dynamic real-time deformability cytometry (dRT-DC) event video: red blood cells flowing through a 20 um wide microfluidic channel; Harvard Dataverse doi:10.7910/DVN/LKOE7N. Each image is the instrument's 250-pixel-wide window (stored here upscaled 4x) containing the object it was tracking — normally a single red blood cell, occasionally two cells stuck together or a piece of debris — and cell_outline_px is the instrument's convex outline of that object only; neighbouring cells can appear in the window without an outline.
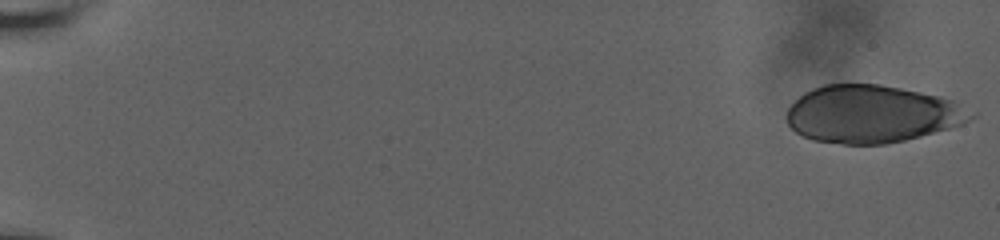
{"species": "human", "species_latin": "Homo sapiens", "temperature_condition": "room temperature", "stored_images_in_passage": 11, "camera_frame_rate_fps": 3000, "um_per_image_px": 0.085, "donor": {"sex": "male"}, "frame": {"image": 1, "passage_image": 1, "time_ms": 0.0, "image_size_px": [1000, 240], "cell_outline_px": [[976, 116], [964, 124], [920, 136], [888, 144], [844, 144], [812, 140], [796, 132], [788, 124], [788, 108], [804, 92], [812, 88], [824, 84], [880, 84], [940, 96], [952, 100], [976, 112]], "centroid_in_image_um": [74.14, 9.69], "position_along_channel_um": 10.9, "area_um2": 61.73}}
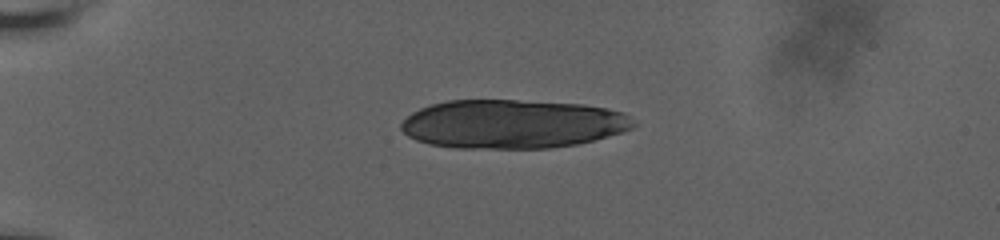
{"frame": {"image": 2, "passage_image": 7, "time_ms": 5.0, "image_size_px": [1000, 240], "cell_outline_px": [[636, 124], [632, 128], [624, 132], [576, 144], [548, 148], [456, 148], [428, 144], [416, 140], [408, 136], [400, 128], [400, 124], [412, 112], [420, 108], [432, 104], [448, 100], [516, 100], [584, 104], [608, 108], [624, 112]], "centroid_in_image_um": [43.55, 10.54], "position_along_channel_um": 41.4, "area_um2": 66.24}}
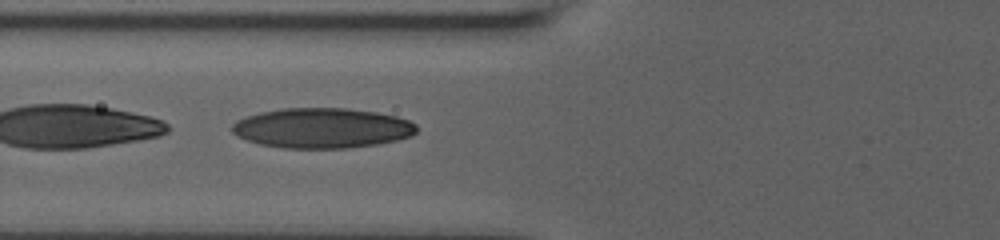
{"frame": {"image": 3, "passage_image": 11, "time_ms": 8.333, "image_size_px": [1000, 240], "cell_outline_px": [[416, 132], [412, 136], [396, 140], [376, 144], [348, 148], [284, 148], [260, 144], [248, 140], [232, 132], [232, 124], [236, 120], [260, 112], [284, 108], [348, 108], [376, 112], [396, 116], [408, 120], [416, 124]], "centroid_in_image_um": [27.39, 10.88], "position_along_channel_um": 98.4, "area_um2": 43.0}}